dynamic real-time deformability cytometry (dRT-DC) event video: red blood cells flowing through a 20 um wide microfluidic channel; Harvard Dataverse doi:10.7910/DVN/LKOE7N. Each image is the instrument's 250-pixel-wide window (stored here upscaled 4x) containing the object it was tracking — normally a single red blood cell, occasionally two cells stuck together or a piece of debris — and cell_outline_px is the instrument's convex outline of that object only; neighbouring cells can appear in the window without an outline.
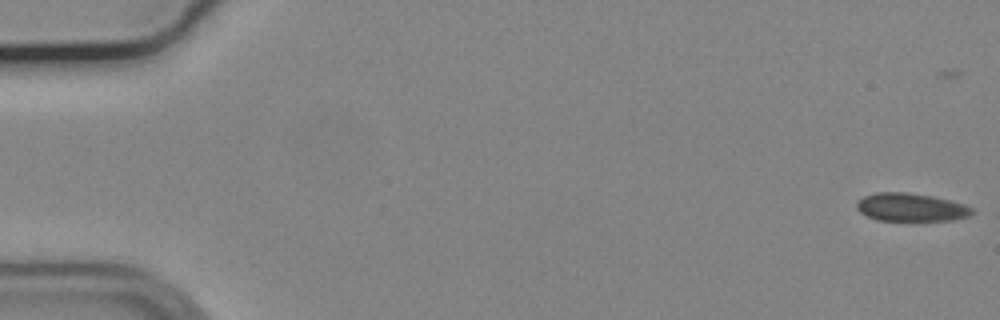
{"species": "common noctule bat (a hibernating species)", "species_latin": "Nyctalus noctula", "temperature_condition": "cold", "stored_images_in_passage": 46, "camera_frame_rate_fps": 3000, "um_per_image_px": 0.085, "animal": {"sex": "male", "body_mass_g": 19.2, "forearm_length_mm": 51.8}, "frame": {"image": 1, "passage_image": 2, "time_ms": 0.333, "image_size_px": [1000, 320], "cell_outline_px": [[976, 212], [968, 216], [952, 220], [876, 220], [860, 212], [856, 208], [856, 204], [864, 196], [876, 192], [904, 192], [932, 196], [964, 204], [972, 208]], "centroid_in_image_um": [77.43, 17.62], "position_along_channel_um": 7.6, "area_um2": 18.73}}
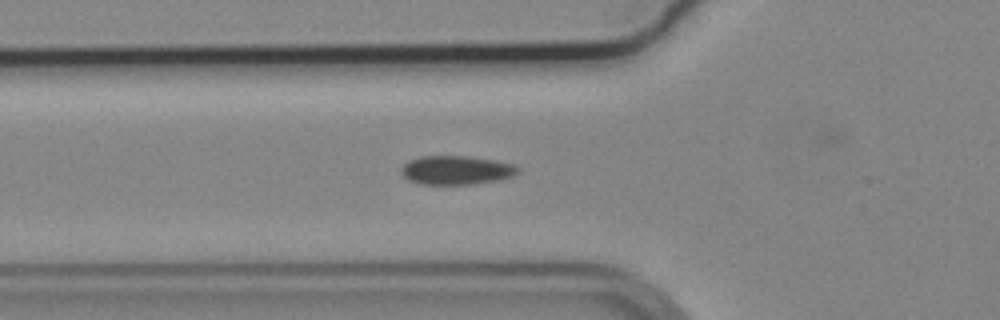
{"frame": {"image": 2, "passage_image": 21, "time_ms": 6.667, "image_size_px": [1000, 320], "cell_outline_px": [[520, 172], [512, 176], [496, 180], [472, 184], [420, 184], [408, 180], [400, 172], [400, 168], [408, 160], [420, 156], [468, 156], [496, 160], [516, 164], [520, 168]], "centroid_in_image_um": [38.79, 14.45], "position_along_channel_um": 87.0, "area_um2": 19.83}}
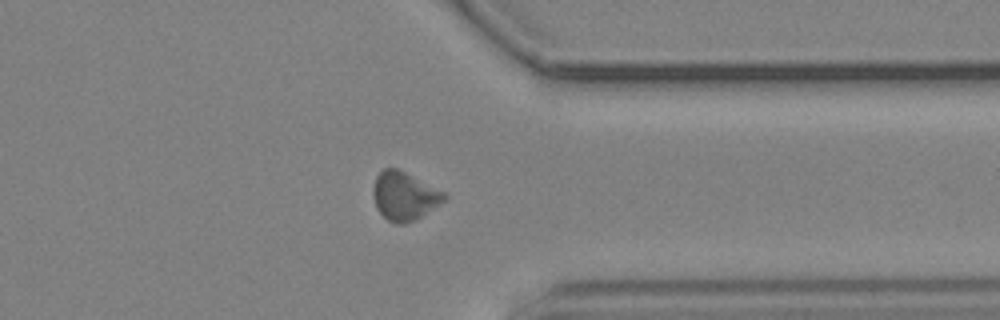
{"frame": {"image": 3, "passage_image": 45, "time_ms": 14.667, "image_size_px": [1000, 320], "cell_outline_px": [[448, 196], [444, 200], [420, 216], [404, 224], [396, 224], [388, 220], [376, 208], [372, 192], [372, 188], [376, 176], [384, 168], [396, 168], [444, 192]], "centroid_in_image_um": [34.31, 16.65], "position_along_channel_um": 377.1, "area_um2": 19.54}}